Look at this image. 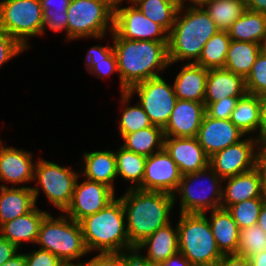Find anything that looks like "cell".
<instances>
[{
  "label": "cell",
  "mask_w": 266,
  "mask_h": 266,
  "mask_svg": "<svg viewBox=\"0 0 266 266\" xmlns=\"http://www.w3.org/2000/svg\"><path fill=\"white\" fill-rule=\"evenodd\" d=\"M164 138L163 128L152 125L124 135L120 145L129 151L148 157L163 149Z\"/></svg>",
  "instance_id": "32"
},
{
  "label": "cell",
  "mask_w": 266,
  "mask_h": 266,
  "mask_svg": "<svg viewBox=\"0 0 266 266\" xmlns=\"http://www.w3.org/2000/svg\"><path fill=\"white\" fill-rule=\"evenodd\" d=\"M84 260L85 266H125L126 252L97 253Z\"/></svg>",
  "instance_id": "45"
},
{
  "label": "cell",
  "mask_w": 266,
  "mask_h": 266,
  "mask_svg": "<svg viewBox=\"0 0 266 266\" xmlns=\"http://www.w3.org/2000/svg\"><path fill=\"white\" fill-rule=\"evenodd\" d=\"M125 266H160L158 263H152L144 259L135 250L126 252Z\"/></svg>",
  "instance_id": "49"
},
{
  "label": "cell",
  "mask_w": 266,
  "mask_h": 266,
  "mask_svg": "<svg viewBox=\"0 0 266 266\" xmlns=\"http://www.w3.org/2000/svg\"><path fill=\"white\" fill-rule=\"evenodd\" d=\"M239 98L226 97L221 101L205 104L206 115L215 119H230Z\"/></svg>",
  "instance_id": "43"
},
{
  "label": "cell",
  "mask_w": 266,
  "mask_h": 266,
  "mask_svg": "<svg viewBox=\"0 0 266 266\" xmlns=\"http://www.w3.org/2000/svg\"><path fill=\"white\" fill-rule=\"evenodd\" d=\"M5 141H3L2 139H1V135H0V150H1V148L4 146V143Z\"/></svg>",
  "instance_id": "62"
},
{
  "label": "cell",
  "mask_w": 266,
  "mask_h": 266,
  "mask_svg": "<svg viewBox=\"0 0 266 266\" xmlns=\"http://www.w3.org/2000/svg\"><path fill=\"white\" fill-rule=\"evenodd\" d=\"M262 197L260 170L256 166L238 175L223 179L221 208L244 200Z\"/></svg>",
  "instance_id": "24"
},
{
  "label": "cell",
  "mask_w": 266,
  "mask_h": 266,
  "mask_svg": "<svg viewBox=\"0 0 266 266\" xmlns=\"http://www.w3.org/2000/svg\"><path fill=\"white\" fill-rule=\"evenodd\" d=\"M131 3L168 33L171 31L179 10L176 0H132Z\"/></svg>",
  "instance_id": "35"
},
{
  "label": "cell",
  "mask_w": 266,
  "mask_h": 266,
  "mask_svg": "<svg viewBox=\"0 0 266 266\" xmlns=\"http://www.w3.org/2000/svg\"><path fill=\"white\" fill-rule=\"evenodd\" d=\"M257 167L266 169V137L257 138Z\"/></svg>",
  "instance_id": "50"
},
{
  "label": "cell",
  "mask_w": 266,
  "mask_h": 266,
  "mask_svg": "<svg viewBox=\"0 0 266 266\" xmlns=\"http://www.w3.org/2000/svg\"><path fill=\"white\" fill-rule=\"evenodd\" d=\"M5 145L0 150V181L2 182L0 186L32 187L30 183L34 181V167L37 161L33 152Z\"/></svg>",
  "instance_id": "16"
},
{
  "label": "cell",
  "mask_w": 266,
  "mask_h": 266,
  "mask_svg": "<svg viewBox=\"0 0 266 266\" xmlns=\"http://www.w3.org/2000/svg\"><path fill=\"white\" fill-rule=\"evenodd\" d=\"M230 42L228 32L219 30L203 46L201 56L195 64L208 70L224 68Z\"/></svg>",
  "instance_id": "37"
},
{
  "label": "cell",
  "mask_w": 266,
  "mask_h": 266,
  "mask_svg": "<svg viewBox=\"0 0 266 266\" xmlns=\"http://www.w3.org/2000/svg\"><path fill=\"white\" fill-rule=\"evenodd\" d=\"M205 112L204 102L177 99L163 128L165 137H197Z\"/></svg>",
  "instance_id": "19"
},
{
  "label": "cell",
  "mask_w": 266,
  "mask_h": 266,
  "mask_svg": "<svg viewBox=\"0 0 266 266\" xmlns=\"http://www.w3.org/2000/svg\"><path fill=\"white\" fill-rule=\"evenodd\" d=\"M214 266H252L251 261L247 257L237 254L223 255L222 258Z\"/></svg>",
  "instance_id": "46"
},
{
  "label": "cell",
  "mask_w": 266,
  "mask_h": 266,
  "mask_svg": "<svg viewBox=\"0 0 266 266\" xmlns=\"http://www.w3.org/2000/svg\"><path fill=\"white\" fill-rule=\"evenodd\" d=\"M245 137L229 119H215L205 114L196 138L206 155L211 157Z\"/></svg>",
  "instance_id": "17"
},
{
  "label": "cell",
  "mask_w": 266,
  "mask_h": 266,
  "mask_svg": "<svg viewBox=\"0 0 266 266\" xmlns=\"http://www.w3.org/2000/svg\"><path fill=\"white\" fill-rule=\"evenodd\" d=\"M43 22L40 0H0V29L27 52L34 47L30 39L40 38Z\"/></svg>",
  "instance_id": "10"
},
{
  "label": "cell",
  "mask_w": 266,
  "mask_h": 266,
  "mask_svg": "<svg viewBox=\"0 0 266 266\" xmlns=\"http://www.w3.org/2000/svg\"><path fill=\"white\" fill-rule=\"evenodd\" d=\"M80 224L90 254L135 250L129 241L125 211L118 194L105 208L85 217Z\"/></svg>",
  "instance_id": "4"
},
{
  "label": "cell",
  "mask_w": 266,
  "mask_h": 266,
  "mask_svg": "<svg viewBox=\"0 0 266 266\" xmlns=\"http://www.w3.org/2000/svg\"><path fill=\"white\" fill-rule=\"evenodd\" d=\"M246 9L266 14V0H245Z\"/></svg>",
  "instance_id": "53"
},
{
  "label": "cell",
  "mask_w": 266,
  "mask_h": 266,
  "mask_svg": "<svg viewBox=\"0 0 266 266\" xmlns=\"http://www.w3.org/2000/svg\"><path fill=\"white\" fill-rule=\"evenodd\" d=\"M210 0H176L179 8L203 7Z\"/></svg>",
  "instance_id": "55"
},
{
  "label": "cell",
  "mask_w": 266,
  "mask_h": 266,
  "mask_svg": "<svg viewBox=\"0 0 266 266\" xmlns=\"http://www.w3.org/2000/svg\"><path fill=\"white\" fill-rule=\"evenodd\" d=\"M209 166L222 179L252 170L257 166V138L246 136L209 157Z\"/></svg>",
  "instance_id": "14"
},
{
  "label": "cell",
  "mask_w": 266,
  "mask_h": 266,
  "mask_svg": "<svg viewBox=\"0 0 266 266\" xmlns=\"http://www.w3.org/2000/svg\"><path fill=\"white\" fill-rule=\"evenodd\" d=\"M108 36L117 58L120 93L170 70L168 41L124 39L114 30Z\"/></svg>",
  "instance_id": "1"
},
{
  "label": "cell",
  "mask_w": 266,
  "mask_h": 266,
  "mask_svg": "<svg viewBox=\"0 0 266 266\" xmlns=\"http://www.w3.org/2000/svg\"><path fill=\"white\" fill-rule=\"evenodd\" d=\"M260 97L246 93L238 99L230 121L245 135L258 138L260 127Z\"/></svg>",
  "instance_id": "28"
},
{
  "label": "cell",
  "mask_w": 266,
  "mask_h": 266,
  "mask_svg": "<svg viewBox=\"0 0 266 266\" xmlns=\"http://www.w3.org/2000/svg\"><path fill=\"white\" fill-rule=\"evenodd\" d=\"M178 243L192 266H214L222 254L217 248L207 216L200 213H178Z\"/></svg>",
  "instance_id": "7"
},
{
  "label": "cell",
  "mask_w": 266,
  "mask_h": 266,
  "mask_svg": "<svg viewBox=\"0 0 266 266\" xmlns=\"http://www.w3.org/2000/svg\"><path fill=\"white\" fill-rule=\"evenodd\" d=\"M104 3H107L113 10L121 2V0H100Z\"/></svg>",
  "instance_id": "59"
},
{
  "label": "cell",
  "mask_w": 266,
  "mask_h": 266,
  "mask_svg": "<svg viewBox=\"0 0 266 266\" xmlns=\"http://www.w3.org/2000/svg\"><path fill=\"white\" fill-rule=\"evenodd\" d=\"M263 203L262 197H257L230 205L226 209L235 220L239 229H245L257 224Z\"/></svg>",
  "instance_id": "39"
},
{
  "label": "cell",
  "mask_w": 266,
  "mask_h": 266,
  "mask_svg": "<svg viewBox=\"0 0 266 266\" xmlns=\"http://www.w3.org/2000/svg\"><path fill=\"white\" fill-rule=\"evenodd\" d=\"M249 259L252 266H266V251L251 256Z\"/></svg>",
  "instance_id": "56"
},
{
  "label": "cell",
  "mask_w": 266,
  "mask_h": 266,
  "mask_svg": "<svg viewBox=\"0 0 266 266\" xmlns=\"http://www.w3.org/2000/svg\"><path fill=\"white\" fill-rule=\"evenodd\" d=\"M121 1H124V2H131L132 0H121Z\"/></svg>",
  "instance_id": "63"
},
{
  "label": "cell",
  "mask_w": 266,
  "mask_h": 266,
  "mask_svg": "<svg viewBox=\"0 0 266 266\" xmlns=\"http://www.w3.org/2000/svg\"><path fill=\"white\" fill-rule=\"evenodd\" d=\"M71 0H40L42 9H52L55 13L67 12Z\"/></svg>",
  "instance_id": "48"
},
{
  "label": "cell",
  "mask_w": 266,
  "mask_h": 266,
  "mask_svg": "<svg viewBox=\"0 0 266 266\" xmlns=\"http://www.w3.org/2000/svg\"><path fill=\"white\" fill-rule=\"evenodd\" d=\"M227 32L231 40L261 44L266 34V14L246 10Z\"/></svg>",
  "instance_id": "31"
},
{
  "label": "cell",
  "mask_w": 266,
  "mask_h": 266,
  "mask_svg": "<svg viewBox=\"0 0 266 266\" xmlns=\"http://www.w3.org/2000/svg\"><path fill=\"white\" fill-rule=\"evenodd\" d=\"M246 90L249 94L259 97L266 96V54L260 52L245 79Z\"/></svg>",
  "instance_id": "40"
},
{
  "label": "cell",
  "mask_w": 266,
  "mask_h": 266,
  "mask_svg": "<svg viewBox=\"0 0 266 266\" xmlns=\"http://www.w3.org/2000/svg\"><path fill=\"white\" fill-rule=\"evenodd\" d=\"M43 27L40 38L43 37L48 30L57 33H64V41L67 42V12L55 13L52 9H43Z\"/></svg>",
  "instance_id": "41"
},
{
  "label": "cell",
  "mask_w": 266,
  "mask_h": 266,
  "mask_svg": "<svg viewBox=\"0 0 266 266\" xmlns=\"http://www.w3.org/2000/svg\"><path fill=\"white\" fill-rule=\"evenodd\" d=\"M169 82V83H168ZM128 92L142 106L153 125L164 128L175 107L177 97L170 80L161 75L132 86Z\"/></svg>",
  "instance_id": "11"
},
{
  "label": "cell",
  "mask_w": 266,
  "mask_h": 266,
  "mask_svg": "<svg viewBox=\"0 0 266 266\" xmlns=\"http://www.w3.org/2000/svg\"><path fill=\"white\" fill-rule=\"evenodd\" d=\"M163 148L177 164L181 175L197 172L209 165V157L196 137H165Z\"/></svg>",
  "instance_id": "18"
},
{
  "label": "cell",
  "mask_w": 266,
  "mask_h": 266,
  "mask_svg": "<svg viewBox=\"0 0 266 266\" xmlns=\"http://www.w3.org/2000/svg\"><path fill=\"white\" fill-rule=\"evenodd\" d=\"M260 49L262 53L266 54V34L264 35L263 40L260 44Z\"/></svg>",
  "instance_id": "61"
},
{
  "label": "cell",
  "mask_w": 266,
  "mask_h": 266,
  "mask_svg": "<svg viewBox=\"0 0 266 266\" xmlns=\"http://www.w3.org/2000/svg\"><path fill=\"white\" fill-rule=\"evenodd\" d=\"M31 187L0 186V226L36 207Z\"/></svg>",
  "instance_id": "27"
},
{
  "label": "cell",
  "mask_w": 266,
  "mask_h": 266,
  "mask_svg": "<svg viewBox=\"0 0 266 266\" xmlns=\"http://www.w3.org/2000/svg\"><path fill=\"white\" fill-rule=\"evenodd\" d=\"M78 163L80 175L91 181L108 185L114 191L117 186L116 156L113 149L83 151ZM116 182V183H115Z\"/></svg>",
  "instance_id": "20"
},
{
  "label": "cell",
  "mask_w": 266,
  "mask_h": 266,
  "mask_svg": "<svg viewBox=\"0 0 266 266\" xmlns=\"http://www.w3.org/2000/svg\"><path fill=\"white\" fill-rule=\"evenodd\" d=\"M27 51L13 37L0 29V68Z\"/></svg>",
  "instance_id": "42"
},
{
  "label": "cell",
  "mask_w": 266,
  "mask_h": 266,
  "mask_svg": "<svg viewBox=\"0 0 266 266\" xmlns=\"http://www.w3.org/2000/svg\"><path fill=\"white\" fill-rule=\"evenodd\" d=\"M160 266H192L190 261L180 252L170 256L167 260L161 262Z\"/></svg>",
  "instance_id": "51"
},
{
  "label": "cell",
  "mask_w": 266,
  "mask_h": 266,
  "mask_svg": "<svg viewBox=\"0 0 266 266\" xmlns=\"http://www.w3.org/2000/svg\"><path fill=\"white\" fill-rule=\"evenodd\" d=\"M134 98L127 91L120 93L119 101L120 102V111L118 115V134L122 138L124 135L136 132L147 127L152 126L149 116L144 112L142 106L135 101L131 103Z\"/></svg>",
  "instance_id": "29"
},
{
  "label": "cell",
  "mask_w": 266,
  "mask_h": 266,
  "mask_svg": "<svg viewBox=\"0 0 266 266\" xmlns=\"http://www.w3.org/2000/svg\"><path fill=\"white\" fill-rule=\"evenodd\" d=\"M266 251V233L259 225L240 229L237 255L250 258Z\"/></svg>",
  "instance_id": "38"
},
{
  "label": "cell",
  "mask_w": 266,
  "mask_h": 266,
  "mask_svg": "<svg viewBox=\"0 0 266 266\" xmlns=\"http://www.w3.org/2000/svg\"><path fill=\"white\" fill-rule=\"evenodd\" d=\"M121 1L114 9V31L124 39L168 41V32L131 2ZM130 4V5H129ZM122 6V7H121Z\"/></svg>",
  "instance_id": "12"
},
{
  "label": "cell",
  "mask_w": 266,
  "mask_h": 266,
  "mask_svg": "<svg viewBox=\"0 0 266 266\" xmlns=\"http://www.w3.org/2000/svg\"><path fill=\"white\" fill-rule=\"evenodd\" d=\"M135 251L147 261L158 264L178 253L177 223L175 225L174 222L171 221L160 227L151 236L141 242L135 248Z\"/></svg>",
  "instance_id": "21"
},
{
  "label": "cell",
  "mask_w": 266,
  "mask_h": 266,
  "mask_svg": "<svg viewBox=\"0 0 266 266\" xmlns=\"http://www.w3.org/2000/svg\"><path fill=\"white\" fill-rule=\"evenodd\" d=\"M257 225H259L266 233V202L262 204V208L257 220Z\"/></svg>",
  "instance_id": "57"
},
{
  "label": "cell",
  "mask_w": 266,
  "mask_h": 266,
  "mask_svg": "<svg viewBox=\"0 0 266 266\" xmlns=\"http://www.w3.org/2000/svg\"><path fill=\"white\" fill-rule=\"evenodd\" d=\"M260 52L258 43L231 40L224 68L246 79Z\"/></svg>",
  "instance_id": "30"
},
{
  "label": "cell",
  "mask_w": 266,
  "mask_h": 266,
  "mask_svg": "<svg viewBox=\"0 0 266 266\" xmlns=\"http://www.w3.org/2000/svg\"><path fill=\"white\" fill-rule=\"evenodd\" d=\"M48 213L47 210L36 206L29 213L2 224L0 226V235L19 250H22L21 245L32 244L30 246H33L37 242L41 223Z\"/></svg>",
  "instance_id": "22"
},
{
  "label": "cell",
  "mask_w": 266,
  "mask_h": 266,
  "mask_svg": "<svg viewBox=\"0 0 266 266\" xmlns=\"http://www.w3.org/2000/svg\"><path fill=\"white\" fill-rule=\"evenodd\" d=\"M70 165H60L48 161L41 156L37 157L34 167V183L32 191L36 205L43 193L48 204L59 212H64L70 205L76 181L80 175L79 170Z\"/></svg>",
  "instance_id": "9"
},
{
  "label": "cell",
  "mask_w": 266,
  "mask_h": 266,
  "mask_svg": "<svg viewBox=\"0 0 266 266\" xmlns=\"http://www.w3.org/2000/svg\"><path fill=\"white\" fill-rule=\"evenodd\" d=\"M223 179L208 165L194 173L182 175L173 194L178 213H200L221 207Z\"/></svg>",
  "instance_id": "6"
},
{
  "label": "cell",
  "mask_w": 266,
  "mask_h": 266,
  "mask_svg": "<svg viewBox=\"0 0 266 266\" xmlns=\"http://www.w3.org/2000/svg\"><path fill=\"white\" fill-rule=\"evenodd\" d=\"M203 8L221 31H227L247 10L245 0H210Z\"/></svg>",
  "instance_id": "36"
},
{
  "label": "cell",
  "mask_w": 266,
  "mask_h": 266,
  "mask_svg": "<svg viewBox=\"0 0 266 266\" xmlns=\"http://www.w3.org/2000/svg\"><path fill=\"white\" fill-rule=\"evenodd\" d=\"M261 176L262 199L266 202V169H259Z\"/></svg>",
  "instance_id": "58"
},
{
  "label": "cell",
  "mask_w": 266,
  "mask_h": 266,
  "mask_svg": "<svg viewBox=\"0 0 266 266\" xmlns=\"http://www.w3.org/2000/svg\"><path fill=\"white\" fill-rule=\"evenodd\" d=\"M116 193L106 184L91 181L86 178L83 179L79 175L71 203L64 213L74 221L80 222L85 217L105 208L117 197Z\"/></svg>",
  "instance_id": "13"
},
{
  "label": "cell",
  "mask_w": 266,
  "mask_h": 266,
  "mask_svg": "<svg viewBox=\"0 0 266 266\" xmlns=\"http://www.w3.org/2000/svg\"><path fill=\"white\" fill-rule=\"evenodd\" d=\"M215 22L203 7L179 8L175 23L168 33L170 65L196 63L203 46L217 32Z\"/></svg>",
  "instance_id": "3"
},
{
  "label": "cell",
  "mask_w": 266,
  "mask_h": 266,
  "mask_svg": "<svg viewBox=\"0 0 266 266\" xmlns=\"http://www.w3.org/2000/svg\"><path fill=\"white\" fill-rule=\"evenodd\" d=\"M207 216L217 248L222 255L237 253L240 229L225 208L204 213Z\"/></svg>",
  "instance_id": "26"
},
{
  "label": "cell",
  "mask_w": 266,
  "mask_h": 266,
  "mask_svg": "<svg viewBox=\"0 0 266 266\" xmlns=\"http://www.w3.org/2000/svg\"><path fill=\"white\" fill-rule=\"evenodd\" d=\"M180 64L179 72L171 80L177 99L204 102L208 69L195 63Z\"/></svg>",
  "instance_id": "25"
},
{
  "label": "cell",
  "mask_w": 266,
  "mask_h": 266,
  "mask_svg": "<svg viewBox=\"0 0 266 266\" xmlns=\"http://www.w3.org/2000/svg\"><path fill=\"white\" fill-rule=\"evenodd\" d=\"M20 250L0 235V265L16 255Z\"/></svg>",
  "instance_id": "47"
},
{
  "label": "cell",
  "mask_w": 266,
  "mask_h": 266,
  "mask_svg": "<svg viewBox=\"0 0 266 266\" xmlns=\"http://www.w3.org/2000/svg\"><path fill=\"white\" fill-rule=\"evenodd\" d=\"M116 156L117 177L122 183L129 182L125 189H137L141 184L145 172V163L147 157L129 151L119 144L114 149Z\"/></svg>",
  "instance_id": "34"
},
{
  "label": "cell",
  "mask_w": 266,
  "mask_h": 266,
  "mask_svg": "<svg viewBox=\"0 0 266 266\" xmlns=\"http://www.w3.org/2000/svg\"><path fill=\"white\" fill-rule=\"evenodd\" d=\"M0 266H26V259L25 254L21 250L16 255H14L12 258L7 260L4 264Z\"/></svg>",
  "instance_id": "54"
},
{
  "label": "cell",
  "mask_w": 266,
  "mask_h": 266,
  "mask_svg": "<svg viewBox=\"0 0 266 266\" xmlns=\"http://www.w3.org/2000/svg\"><path fill=\"white\" fill-rule=\"evenodd\" d=\"M60 266H85L83 262H63Z\"/></svg>",
  "instance_id": "60"
},
{
  "label": "cell",
  "mask_w": 266,
  "mask_h": 266,
  "mask_svg": "<svg viewBox=\"0 0 266 266\" xmlns=\"http://www.w3.org/2000/svg\"><path fill=\"white\" fill-rule=\"evenodd\" d=\"M26 266H60L63 262L47 250L34 247L25 251Z\"/></svg>",
  "instance_id": "44"
},
{
  "label": "cell",
  "mask_w": 266,
  "mask_h": 266,
  "mask_svg": "<svg viewBox=\"0 0 266 266\" xmlns=\"http://www.w3.org/2000/svg\"><path fill=\"white\" fill-rule=\"evenodd\" d=\"M58 213L56 216L49 212L44 217L36 247L51 252L62 262H83V258L90 256V253L84 243L80 222L64 212Z\"/></svg>",
  "instance_id": "5"
},
{
  "label": "cell",
  "mask_w": 266,
  "mask_h": 266,
  "mask_svg": "<svg viewBox=\"0 0 266 266\" xmlns=\"http://www.w3.org/2000/svg\"><path fill=\"white\" fill-rule=\"evenodd\" d=\"M120 195L126 216L130 244L136 248L157 229L170 223L174 206L172 194L124 189Z\"/></svg>",
  "instance_id": "2"
},
{
  "label": "cell",
  "mask_w": 266,
  "mask_h": 266,
  "mask_svg": "<svg viewBox=\"0 0 266 266\" xmlns=\"http://www.w3.org/2000/svg\"><path fill=\"white\" fill-rule=\"evenodd\" d=\"M67 16V42L88 38L102 43L114 29V10L100 0H71Z\"/></svg>",
  "instance_id": "8"
},
{
  "label": "cell",
  "mask_w": 266,
  "mask_h": 266,
  "mask_svg": "<svg viewBox=\"0 0 266 266\" xmlns=\"http://www.w3.org/2000/svg\"><path fill=\"white\" fill-rule=\"evenodd\" d=\"M181 177L177 164L163 148L147 157L142 184L137 189L173 195Z\"/></svg>",
  "instance_id": "15"
},
{
  "label": "cell",
  "mask_w": 266,
  "mask_h": 266,
  "mask_svg": "<svg viewBox=\"0 0 266 266\" xmlns=\"http://www.w3.org/2000/svg\"><path fill=\"white\" fill-rule=\"evenodd\" d=\"M84 66L86 71L97 79H106L108 76L118 72L117 58L114 53L113 44H95L87 49L84 55ZM106 77V78H105Z\"/></svg>",
  "instance_id": "33"
},
{
  "label": "cell",
  "mask_w": 266,
  "mask_h": 266,
  "mask_svg": "<svg viewBox=\"0 0 266 266\" xmlns=\"http://www.w3.org/2000/svg\"><path fill=\"white\" fill-rule=\"evenodd\" d=\"M261 114L258 138L266 137V96L260 97Z\"/></svg>",
  "instance_id": "52"
},
{
  "label": "cell",
  "mask_w": 266,
  "mask_h": 266,
  "mask_svg": "<svg viewBox=\"0 0 266 266\" xmlns=\"http://www.w3.org/2000/svg\"><path fill=\"white\" fill-rule=\"evenodd\" d=\"M247 93L245 79L226 68L209 69L206 79L204 104L226 97L241 98Z\"/></svg>",
  "instance_id": "23"
}]
</instances>
